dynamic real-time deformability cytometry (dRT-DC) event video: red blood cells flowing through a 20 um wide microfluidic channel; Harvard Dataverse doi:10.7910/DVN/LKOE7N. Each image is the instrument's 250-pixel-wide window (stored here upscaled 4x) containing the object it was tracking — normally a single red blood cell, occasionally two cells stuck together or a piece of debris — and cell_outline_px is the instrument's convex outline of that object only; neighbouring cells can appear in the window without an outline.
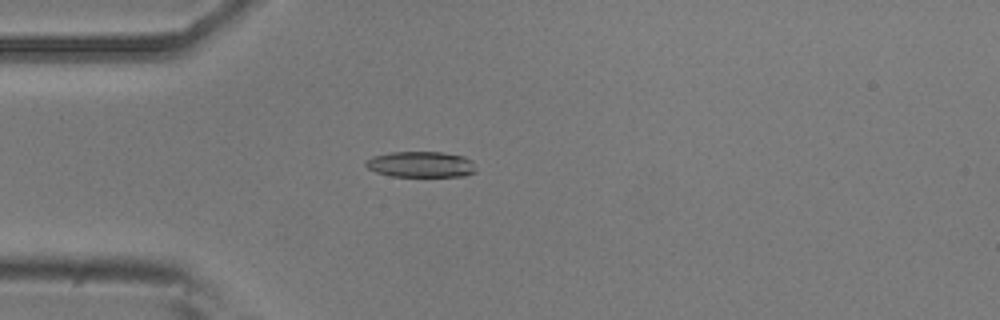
{"species": "common noctule bat (a hibernating species)", "species_latin": "Nyctalus noctula", "temperature_condition": "room temperature", "stored_images_in_passage": 5, "camera_frame_rate_fps": 3000, "um_per_image_px": 0.085, "animal": {"sex": "male", "body_mass_g": 20.5, "forearm_length_mm": 52.5}, "frame": {"image": 1, "passage_image": 4, "time_ms": 1.0, "image_size_px": [1000, 320], "cell_outline_px": [[476, 172], [464, 176], [392, 176], [376, 172], [368, 168], [364, 164], [364, 160], [372, 156], [388, 152], [444, 152], [464, 156], [472, 160]], "centroid_in_image_um": [35.76, 13.96], "position_along_channel_um": 49.2, "area_um2": 16.76}}